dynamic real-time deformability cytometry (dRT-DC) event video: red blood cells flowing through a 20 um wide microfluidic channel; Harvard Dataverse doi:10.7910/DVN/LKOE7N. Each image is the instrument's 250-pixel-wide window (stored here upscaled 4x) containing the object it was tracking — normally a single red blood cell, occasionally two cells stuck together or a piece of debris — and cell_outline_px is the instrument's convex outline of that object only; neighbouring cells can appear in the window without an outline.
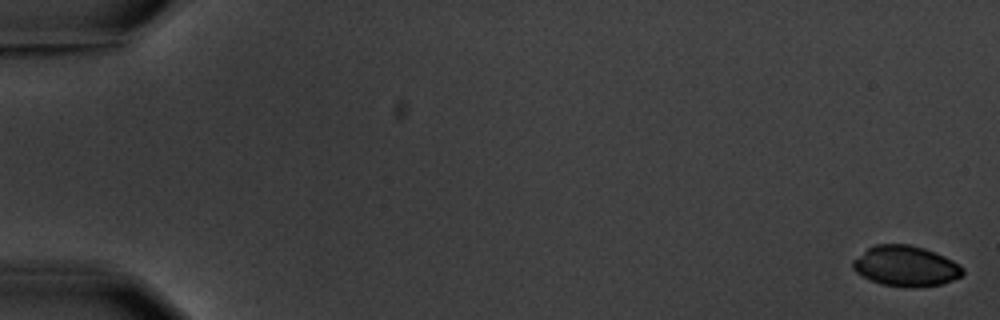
{"species": "common noctule bat (a hibernating species)", "species_latin": "Nyctalus noctula", "temperature_condition": "warm", "stored_images_in_passage": 6, "camera_frame_rate_fps": 3000, "um_per_image_px": 0.085, "animal": {"sex": "male", "body_mass_g": 20.1, "forearm_length_mm": 53.5}, "frame": {"image": 1, "passage_image": 1, "time_ms": 0.0, "image_size_px": [1000, 320], "cell_outline_px": [[964, 272], [960, 276], [944, 284], [916, 288], [912, 288], [880, 284], [856, 272], [852, 268], [852, 260], [868, 248], [876, 244], [908, 244], [924, 248], [944, 256], [960, 264], [964, 268]], "centroid_in_image_um": [77.0, 22.62], "position_along_channel_um": 8.0, "area_um2": 26.01}}